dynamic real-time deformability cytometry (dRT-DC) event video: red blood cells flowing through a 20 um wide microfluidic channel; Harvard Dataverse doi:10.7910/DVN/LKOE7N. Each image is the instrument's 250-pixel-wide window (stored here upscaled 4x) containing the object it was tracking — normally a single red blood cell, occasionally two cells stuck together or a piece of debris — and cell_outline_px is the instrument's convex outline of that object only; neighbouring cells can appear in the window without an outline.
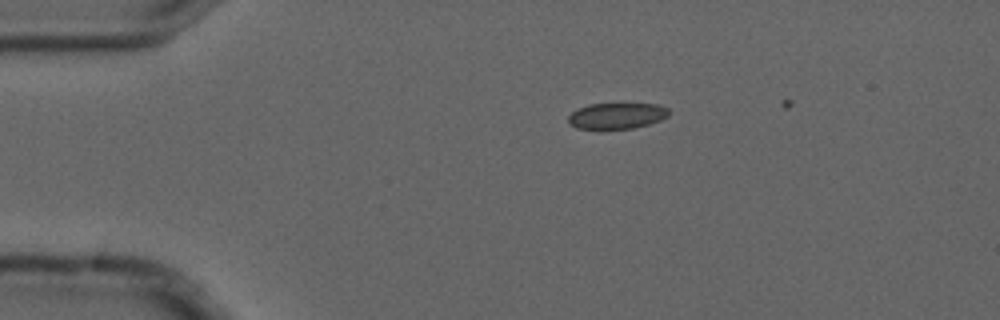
{"species": "common noctule bat (a hibernating species)", "species_latin": "Nyctalus noctula", "temperature_condition": "cold", "stored_images_in_passage": 4, "camera_frame_rate_fps": 3000, "um_per_image_px": 0.085, "animal": {"sex": "male", "forearm_length_mm": 52.5}, "frame": {"image": 1, "passage_image": 1, "time_ms": 0.0, "image_size_px": [1000, 320], "cell_outline_px": [[668, 116], [660, 120], [648, 124], [632, 128], [576, 128], [568, 120], [568, 116], [576, 108], [588, 104], [656, 104], [668, 108]], "centroid_in_image_um": [52.41, 9.83], "position_along_channel_um": 32.6, "area_um2": 14.97}}
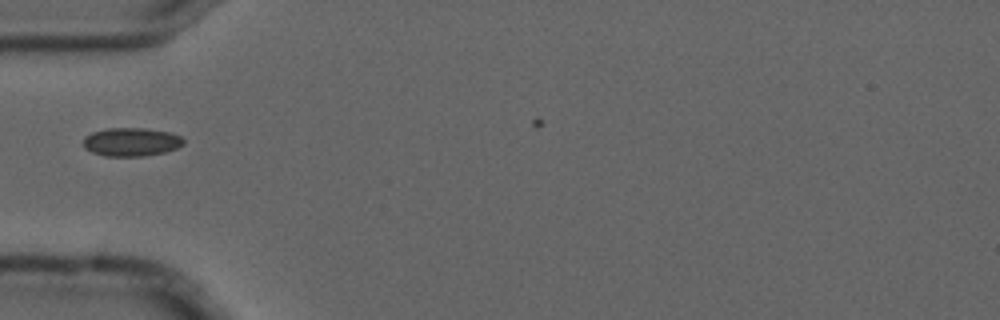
{"frame": {"image": 2, "passage_image": 3, "time_ms": 0.667, "image_size_px": [1000, 320], "cell_outline_px": [[184, 144], [176, 148], [164, 152], [144, 156], [104, 156], [92, 152], [84, 148], [84, 136], [92, 132], [108, 128], [148, 128], [172, 132], [180, 136], [184, 140]], "centroid_in_image_um": [11.17, 12.05], "position_along_channel_um": 73.8, "area_um2": 16.76}}